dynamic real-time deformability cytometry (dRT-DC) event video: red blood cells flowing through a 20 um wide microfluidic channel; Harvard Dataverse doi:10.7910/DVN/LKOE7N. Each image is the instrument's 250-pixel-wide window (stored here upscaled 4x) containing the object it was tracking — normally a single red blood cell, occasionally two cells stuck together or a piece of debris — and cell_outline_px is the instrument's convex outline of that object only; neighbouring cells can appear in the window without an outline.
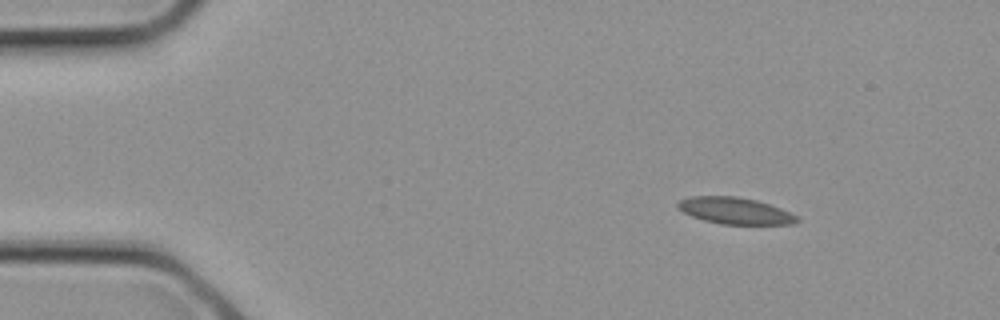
{"species": "common noctule bat (a hibernating species)", "species_latin": "Nyctalus noctula", "temperature_condition": "cold", "stored_images_in_passage": 2, "camera_frame_rate_fps": 3000, "um_per_image_px": 0.085, "animal": {"sex": "female", "body_mass_g": 21.9}, "frame": {"image": 1, "passage_image": 1, "time_ms": 0.0, "image_size_px": [1000, 320], "cell_outline_px": [[800, 220], [792, 224], [720, 224], [704, 220], [692, 216], [676, 208], [676, 204], [680, 200], [688, 196], [736, 196], [756, 200], [780, 208], [796, 216]], "centroid_in_image_um": [62.43, 17.91], "position_along_channel_um": 22.6, "area_um2": 18.38}}